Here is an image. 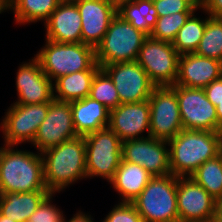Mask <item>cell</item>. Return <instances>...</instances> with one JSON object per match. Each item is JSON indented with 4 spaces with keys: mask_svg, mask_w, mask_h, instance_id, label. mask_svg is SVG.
Returning a JSON list of instances; mask_svg holds the SVG:
<instances>
[{
    "mask_svg": "<svg viewBox=\"0 0 222 222\" xmlns=\"http://www.w3.org/2000/svg\"><path fill=\"white\" fill-rule=\"evenodd\" d=\"M100 68L96 62L89 70L70 73L56 79L53 82L54 99L71 102L88 97L92 80Z\"/></svg>",
    "mask_w": 222,
    "mask_h": 222,
    "instance_id": "cell-24",
    "label": "cell"
},
{
    "mask_svg": "<svg viewBox=\"0 0 222 222\" xmlns=\"http://www.w3.org/2000/svg\"><path fill=\"white\" fill-rule=\"evenodd\" d=\"M154 176L142 166L121 159L114 178L110 181L121 197V202L131 203Z\"/></svg>",
    "mask_w": 222,
    "mask_h": 222,
    "instance_id": "cell-22",
    "label": "cell"
},
{
    "mask_svg": "<svg viewBox=\"0 0 222 222\" xmlns=\"http://www.w3.org/2000/svg\"><path fill=\"white\" fill-rule=\"evenodd\" d=\"M117 15L147 36H150L158 18L156 8L149 0L125 3L117 9Z\"/></svg>",
    "mask_w": 222,
    "mask_h": 222,
    "instance_id": "cell-25",
    "label": "cell"
},
{
    "mask_svg": "<svg viewBox=\"0 0 222 222\" xmlns=\"http://www.w3.org/2000/svg\"><path fill=\"white\" fill-rule=\"evenodd\" d=\"M43 159L44 182L51 194L67 188L77 180L87 178L85 139L78 136L46 149Z\"/></svg>",
    "mask_w": 222,
    "mask_h": 222,
    "instance_id": "cell-2",
    "label": "cell"
},
{
    "mask_svg": "<svg viewBox=\"0 0 222 222\" xmlns=\"http://www.w3.org/2000/svg\"><path fill=\"white\" fill-rule=\"evenodd\" d=\"M17 71L18 99L14 104H39L54 99V83L42 71L41 64L35 56L31 61L21 64Z\"/></svg>",
    "mask_w": 222,
    "mask_h": 222,
    "instance_id": "cell-17",
    "label": "cell"
},
{
    "mask_svg": "<svg viewBox=\"0 0 222 222\" xmlns=\"http://www.w3.org/2000/svg\"><path fill=\"white\" fill-rule=\"evenodd\" d=\"M193 12L180 28L175 40L172 42L179 54L194 53L203 36L207 18H197Z\"/></svg>",
    "mask_w": 222,
    "mask_h": 222,
    "instance_id": "cell-28",
    "label": "cell"
},
{
    "mask_svg": "<svg viewBox=\"0 0 222 222\" xmlns=\"http://www.w3.org/2000/svg\"><path fill=\"white\" fill-rule=\"evenodd\" d=\"M207 15L203 36L194 53L222 62V17Z\"/></svg>",
    "mask_w": 222,
    "mask_h": 222,
    "instance_id": "cell-29",
    "label": "cell"
},
{
    "mask_svg": "<svg viewBox=\"0 0 222 222\" xmlns=\"http://www.w3.org/2000/svg\"><path fill=\"white\" fill-rule=\"evenodd\" d=\"M195 12L197 9H205L206 0H183Z\"/></svg>",
    "mask_w": 222,
    "mask_h": 222,
    "instance_id": "cell-38",
    "label": "cell"
},
{
    "mask_svg": "<svg viewBox=\"0 0 222 222\" xmlns=\"http://www.w3.org/2000/svg\"><path fill=\"white\" fill-rule=\"evenodd\" d=\"M215 221L222 222V197L216 200Z\"/></svg>",
    "mask_w": 222,
    "mask_h": 222,
    "instance_id": "cell-39",
    "label": "cell"
},
{
    "mask_svg": "<svg viewBox=\"0 0 222 222\" xmlns=\"http://www.w3.org/2000/svg\"><path fill=\"white\" fill-rule=\"evenodd\" d=\"M80 0H60V2H65V3H76Z\"/></svg>",
    "mask_w": 222,
    "mask_h": 222,
    "instance_id": "cell-44",
    "label": "cell"
},
{
    "mask_svg": "<svg viewBox=\"0 0 222 222\" xmlns=\"http://www.w3.org/2000/svg\"><path fill=\"white\" fill-rule=\"evenodd\" d=\"M87 178L100 176L110 182L122 159V140L109 127L84 136Z\"/></svg>",
    "mask_w": 222,
    "mask_h": 222,
    "instance_id": "cell-7",
    "label": "cell"
},
{
    "mask_svg": "<svg viewBox=\"0 0 222 222\" xmlns=\"http://www.w3.org/2000/svg\"><path fill=\"white\" fill-rule=\"evenodd\" d=\"M215 200L222 197V152L207 160L191 176Z\"/></svg>",
    "mask_w": 222,
    "mask_h": 222,
    "instance_id": "cell-27",
    "label": "cell"
},
{
    "mask_svg": "<svg viewBox=\"0 0 222 222\" xmlns=\"http://www.w3.org/2000/svg\"><path fill=\"white\" fill-rule=\"evenodd\" d=\"M177 181L172 174L154 176L131 202L144 222H179Z\"/></svg>",
    "mask_w": 222,
    "mask_h": 222,
    "instance_id": "cell-5",
    "label": "cell"
},
{
    "mask_svg": "<svg viewBox=\"0 0 222 222\" xmlns=\"http://www.w3.org/2000/svg\"><path fill=\"white\" fill-rule=\"evenodd\" d=\"M148 100L150 137L169 141L183 130L178 99L171 86H156Z\"/></svg>",
    "mask_w": 222,
    "mask_h": 222,
    "instance_id": "cell-10",
    "label": "cell"
},
{
    "mask_svg": "<svg viewBox=\"0 0 222 222\" xmlns=\"http://www.w3.org/2000/svg\"><path fill=\"white\" fill-rule=\"evenodd\" d=\"M8 10H13L17 23L29 24L46 21L57 8L60 0H7Z\"/></svg>",
    "mask_w": 222,
    "mask_h": 222,
    "instance_id": "cell-26",
    "label": "cell"
},
{
    "mask_svg": "<svg viewBox=\"0 0 222 222\" xmlns=\"http://www.w3.org/2000/svg\"><path fill=\"white\" fill-rule=\"evenodd\" d=\"M45 47L35 57L52 81L61 76L89 70L96 63L95 48L80 43H58L45 39Z\"/></svg>",
    "mask_w": 222,
    "mask_h": 222,
    "instance_id": "cell-4",
    "label": "cell"
},
{
    "mask_svg": "<svg viewBox=\"0 0 222 222\" xmlns=\"http://www.w3.org/2000/svg\"><path fill=\"white\" fill-rule=\"evenodd\" d=\"M101 68L113 81L120 103L146 101L156 87L136 61L113 63Z\"/></svg>",
    "mask_w": 222,
    "mask_h": 222,
    "instance_id": "cell-12",
    "label": "cell"
},
{
    "mask_svg": "<svg viewBox=\"0 0 222 222\" xmlns=\"http://www.w3.org/2000/svg\"><path fill=\"white\" fill-rule=\"evenodd\" d=\"M171 87L176 92L183 129L218 132L216 107L208 100L204 89Z\"/></svg>",
    "mask_w": 222,
    "mask_h": 222,
    "instance_id": "cell-11",
    "label": "cell"
},
{
    "mask_svg": "<svg viewBox=\"0 0 222 222\" xmlns=\"http://www.w3.org/2000/svg\"><path fill=\"white\" fill-rule=\"evenodd\" d=\"M177 211L179 222L215 219L216 200L191 177H178Z\"/></svg>",
    "mask_w": 222,
    "mask_h": 222,
    "instance_id": "cell-15",
    "label": "cell"
},
{
    "mask_svg": "<svg viewBox=\"0 0 222 222\" xmlns=\"http://www.w3.org/2000/svg\"><path fill=\"white\" fill-rule=\"evenodd\" d=\"M180 54L172 42L156 40L148 36L140 50L136 62L146 71L155 86L175 85Z\"/></svg>",
    "mask_w": 222,
    "mask_h": 222,
    "instance_id": "cell-8",
    "label": "cell"
},
{
    "mask_svg": "<svg viewBox=\"0 0 222 222\" xmlns=\"http://www.w3.org/2000/svg\"><path fill=\"white\" fill-rule=\"evenodd\" d=\"M111 5H113L116 9H118L121 5L129 2H133L134 0H107Z\"/></svg>",
    "mask_w": 222,
    "mask_h": 222,
    "instance_id": "cell-41",
    "label": "cell"
},
{
    "mask_svg": "<svg viewBox=\"0 0 222 222\" xmlns=\"http://www.w3.org/2000/svg\"><path fill=\"white\" fill-rule=\"evenodd\" d=\"M222 76V62L195 53L180 54L178 75L175 85L204 89Z\"/></svg>",
    "mask_w": 222,
    "mask_h": 222,
    "instance_id": "cell-19",
    "label": "cell"
},
{
    "mask_svg": "<svg viewBox=\"0 0 222 222\" xmlns=\"http://www.w3.org/2000/svg\"><path fill=\"white\" fill-rule=\"evenodd\" d=\"M204 11L210 16L222 17V0H206Z\"/></svg>",
    "mask_w": 222,
    "mask_h": 222,
    "instance_id": "cell-36",
    "label": "cell"
},
{
    "mask_svg": "<svg viewBox=\"0 0 222 222\" xmlns=\"http://www.w3.org/2000/svg\"><path fill=\"white\" fill-rule=\"evenodd\" d=\"M102 222H144L132 203L120 202Z\"/></svg>",
    "mask_w": 222,
    "mask_h": 222,
    "instance_id": "cell-33",
    "label": "cell"
},
{
    "mask_svg": "<svg viewBox=\"0 0 222 222\" xmlns=\"http://www.w3.org/2000/svg\"><path fill=\"white\" fill-rule=\"evenodd\" d=\"M148 36L130 22L116 15L101 43L95 48L96 62L100 67L113 63L136 61L139 50Z\"/></svg>",
    "mask_w": 222,
    "mask_h": 222,
    "instance_id": "cell-6",
    "label": "cell"
},
{
    "mask_svg": "<svg viewBox=\"0 0 222 222\" xmlns=\"http://www.w3.org/2000/svg\"><path fill=\"white\" fill-rule=\"evenodd\" d=\"M51 102L39 104H11L1 121L4 145L33 142L39 126L46 118Z\"/></svg>",
    "mask_w": 222,
    "mask_h": 222,
    "instance_id": "cell-9",
    "label": "cell"
},
{
    "mask_svg": "<svg viewBox=\"0 0 222 222\" xmlns=\"http://www.w3.org/2000/svg\"><path fill=\"white\" fill-rule=\"evenodd\" d=\"M64 222H94V220L91 218V215H86L79 211L69 221L65 220Z\"/></svg>",
    "mask_w": 222,
    "mask_h": 222,
    "instance_id": "cell-37",
    "label": "cell"
},
{
    "mask_svg": "<svg viewBox=\"0 0 222 222\" xmlns=\"http://www.w3.org/2000/svg\"><path fill=\"white\" fill-rule=\"evenodd\" d=\"M208 100L216 107L222 102V76L204 88Z\"/></svg>",
    "mask_w": 222,
    "mask_h": 222,
    "instance_id": "cell-35",
    "label": "cell"
},
{
    "mask_svg": "<svg viewBox=\"0 0 222 222\" xmlns=\"http://www.w3.org/2000/svg\"><path fill=\"white\" fill-rule=\"evenodd\" d=\"M108 127L117 134L122 142L146 138L141 136L145 131L148 133L147 137H150L149 100L121 103L116 108L109 110Z\"/></svg>",
    "mask_w": 222,
    "mask_h": 222,
    "instance_id": "cell-16",
    "label": "cell"
},
{
    "mask_svg": "<svg viewBox=\"0 0 222 222\" xmlns=\"http://www.w3.org/2000/svg\"><path fill=\"white\" fill-rule=\"evenodd\" d=\"M53 195L49 194L36 211L28 218L27 222H64L63 211L52 204ZM52 199V200H51Z\"/></svg>",
    "mask_w": 222,
    "mask_h": 222,
    "instance_id": "cell-32",
    "label": "cell"
},
{
    "mask_svg": "<svg viewBox=\"0 0 222 222\" xmlns=\"http://www.w3.org/2000/svg\"><path fill=\"white\" fill-rule=\"evenodd\" d=\"M89 97L103 104L109 110L121 104L113 81L102 68L96 72L92 80Z\"/></svg>",
    "mask_w": 222,
    "mask_h": 222,
    "instance_id": "cell-30",
    "label": "cell"
},
{
    "mask_svg": "<svg viewBox=\"0 0 222 222\" xmlns=\"http://www.w3.org/2000/svg\"><path fill=\"white\" fill-rule=\"evenodd\" d=\"M0 222H16V221H13L11 218L5 217L0 213Z\"/></svg>",
    "mask_w": 222,
    "mask_h": 222,
    "instance_id": "cell-43",
    "label": "cell"
},
{
    "mask_svg": "<svg viewBox=\"0 0 222 222\" xmlns=\"http://www.w3.org/2000/svg\"><path fill=\"white\" fill-rule=\"evenodd\" d=\"M195 222H216L215 219L208 220V221H195Z\"/></svg>",
    "mask_w": 222,
    "mask_h": 222,
    "instance_id": "cell-45",
    "label": "cell"
},
{
    "mask_svg": "<svg viewBox=\"0 0 222 222\" xmlns=\"http://www.w3.org/2000/svg\"><path fill=\"white\" fill-rule=\"evenodd\" d=\"M216 113L218 117V132H222V102L216 106Z\"/></svg>",
    "mask_w": 222,
    "mask_h": 222,
    "instance_id": "cell-40",
    "label": "cell"
},
{
    "mask_svg": "<svg viewBox=\"0 0 222 222\" xmlns=\"http://www.w3.org/2000/svg\"><path fill=\"white\" fill-rule=\"evenodd\" d=\"M49 191L0 193V213L16 222H27Z\"/></svg>",
    "mask_w": 222,
    "mask_h": 222,
    "instance_id": "cell-23",
    "label": "cell"
},
{
    "mask_svg": "<svg viewBox=\"0 0 222 222\" xmlns=\"http://www.w3.org/2000/svg\"><path fill=\"white\" fill-rule=\"evenodd\" d=\"M193 12H179L158 17L150 37L156 40L173 42L180 28Z\"/></svg>",
    "mask_w": 222,
    "mask_h": 222,
    "instance_id": "cell-31",
    "label": "cell"
},
{
    "mask_svg": "<svg viewBox=\"0 0 222 222\" xmlns=\"http://www.w3.org/2000/svg\"><path fill=\"white\" fill-rule=\"evenodd\" d=\"M158 17L179 12H195L183 0H156L153 2Z\"/></svg>",
    "mask_w": 222,
    "mask_h": 222,
    "instance_id": "cell-34",
    "label": "cell"
},
{
    "mask_svg": "<svg viewBox=\"0 0 222 222\" xmlns=\"http://www.w3.org/2000/svg\"><path fill=\"white\" fill-rule=\"evenodd\" d=\"M168 142L154 137L122 142V160L136 163L153 176L171 174Z\"/></svg>",
    "mask_w": 222,
    "mask_h": 222,
    "instance_id": "cell-14",
    "label": "cell"
},
{
    "mask_svg": "<svg viewBox=\"0 0 222 222\" xmlns=\"http://www.w3.org/2000/svg\"><path fill=\"white\" fill-rule=\"evenodd\" d=\"M14 147L4 145L0 148V193L48 191L41 153Z\"/></svg>",
    "mask_w": 222,
    "mask_h": 222,
    "instance_id": "cell-3",
    "label": "cell"
},
{
    "mask_svg": "<svg viewBox=\"0 0 222 222\" xmlns=\"http://www.w3.org/2000/svg\"><path fill=\"white\" fill-rule=\"evenodd\" d=\"M70 107L78 136L84 137L109 125V109L89 96L71 101Z\"/></svg>",
    "mask_w": 222,
    "mask_h": 222,
    "instance_id": "cell-21",
    "label": "cell"
},
{
    "mask_svg": "<svg viewBox=\"0 0 222 222\" xmlns=\"http://www.w3.org/2000/svg\"><path fill=\"white\" fill-rule=\"evenodd\" d=\"M78 137L72 118L70 102L53 99L46 118L31 143L40 153L48 148Z\"/></svg>",
    "mask_w": 222,
    "mask_h": 222,
    "instance_id": "cell-13",
    "label": "cell"
},
{
    "mask_svg": "<svg viewBox=\"0 0 222 222\" xmlns=\"http://www.w3.org/2000/svg\"><path fill=\"white\" fill-rule=\"evenodd\" d=\"M75 4L81 16L82 43L96 48L117 15V9L107 0H80Z\"/></svg>",
    "mask_w": 222,
    "mask_h": 222,
    "instance_id": "cell-18",
    "label": "cell"
},
{
    "mask_svg": "<svg viewBox=\"0 0 222 222\" xmlns=\"http://www.w3.org/2000/svg\"><path fill=\"white\" fill-rule=\"evenodd\" d=\"M7 2V0H0V13L5 12V10H8Z\"/></svg>",
    "mask_w": 222,
    "mask_h": 222,
    "instance_id": "cell-42",
    "label": "cell"
},
{
    "mask_svg": "<svg viewBox=\"0 0 222 222\" xmlns=\"http://www.w3.org/2000/svg\"><path fill=\"white\" fill-rule=\"evenodd\" d=\"M168 142L171 174L190 177L222 152V132L183 129Z\"/></svg>",
    "mask_w": 222,
    "mask_h": 222,
    "instance_id": "cell-1",
    "label": "cell"
},
{
    "mask_svg": "<svg viewBox=\"0 0 222 222\" xmlns=\"http://www.w3.org/2000/svg\"><path fill=\"white\" fill-rule=\"evenodd\" d=\"M46 39L58 43H80L81 16L75 3L60 2L44 22Z\"/></svg>",
    "mask_w": 222,
    "mask_h": 222,
    "instance_id": "cell-20",
    "label": "cell"
}]
</instances>
